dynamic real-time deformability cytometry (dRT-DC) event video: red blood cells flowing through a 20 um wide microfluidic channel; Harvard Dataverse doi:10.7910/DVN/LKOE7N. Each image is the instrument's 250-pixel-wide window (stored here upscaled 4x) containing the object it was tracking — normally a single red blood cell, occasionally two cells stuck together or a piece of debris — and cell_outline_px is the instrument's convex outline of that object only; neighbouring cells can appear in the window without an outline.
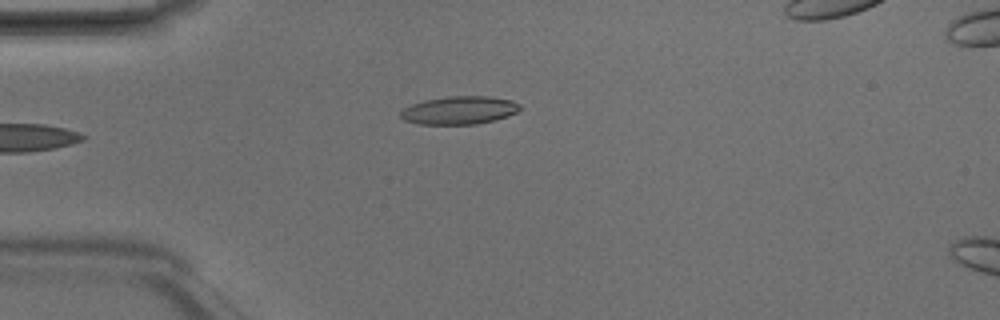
{"species": "Egyptian fruit bat (a non-hibernating species)", "species_latin": "Rousettus aegyptiacus", "temperature_condition": "room temperature", "stored_images_in_passage": 3, "camera_frame_rate_fps": 3000, "um_per_image_px": 0.085, "animal": {"sex": "male"}, "frame": {"image": 1, "passage_image": 3, "time_ms": 0.667, "image_size_px": [1000, 320], "cell_outline_px": [[520, 108], [516, 112], [508, 116], [476, 124], [416, 124], [404, 120], [400, 116], [400, 112], [404, 108], [412, 104], [424, 100], [448, 96], [488, 96], [512, 100], [520, 104]], "centroid_in_image_um": [39.02, 9.37], "position_along_channel_um": 46.0, "area_um2": 19.48}}